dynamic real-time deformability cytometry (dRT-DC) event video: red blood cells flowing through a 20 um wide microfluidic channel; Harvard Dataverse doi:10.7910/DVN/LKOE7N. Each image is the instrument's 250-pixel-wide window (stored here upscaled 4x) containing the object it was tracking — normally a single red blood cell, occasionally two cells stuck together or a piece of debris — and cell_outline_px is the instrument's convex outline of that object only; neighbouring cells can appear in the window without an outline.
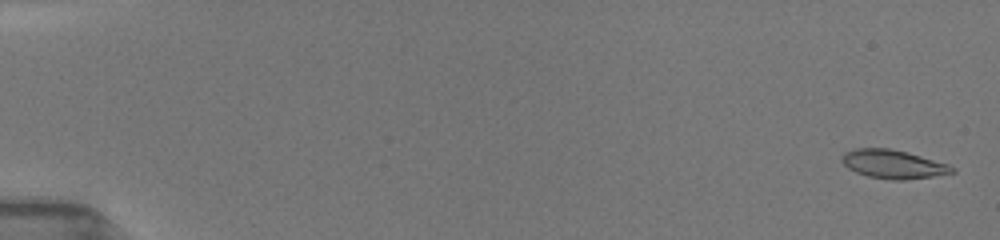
{"species": "common noctule bat (a hibernating species)", "species_latin": "Nyctalus noctula", "temperature_condition": "room temperature", "stored_images_in_passage": 72, "camera_frame_rate_fps": 3000, "um_per_image_px": 0.085, "animal": {"sex": "female", "body_mass_g": 19.5, "forearm_length_mm": 54.1}, "frame": {"image": 1, "passage_image": 3, "time_ms": 0.333, "image_size_px": [1000, 240], "cell_outline_px": [[956, 172], [932, 176], [904, 180], [892, 180], [868, 176], [856, 172], [848, 168], [840, 160], [840, 156], [844, 152], [856, 148], [892, 148], [948, 164], [956, 168]], "centroid_in_image_um": [75.89, 13.95], "position_along_channel_um": 9.1, "area_um2": 18.38}}
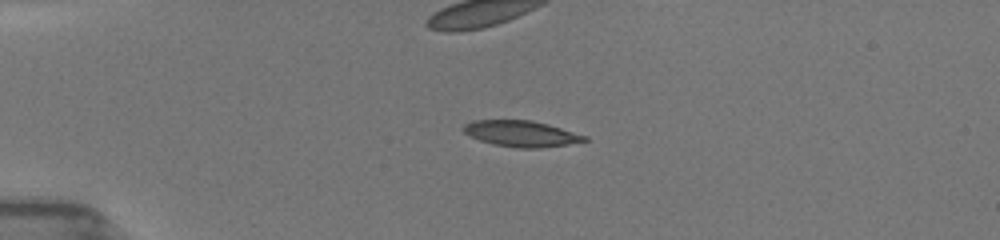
{"frame": {"image": 2, "passage_image": 24, "time_ms": 4.333, "image_size_px": [1000, 240], "cell_outline_px": [[588, 140], [568, 144], [540, 148], [516, 148], [492, 144], [480, 140], [464, 132], [460, 128], [464, 124], [472, 120], [532, 120], [548, 124], [588, 136]], "centroid_in_image_um": [44.29, 11.36], "position_along_channel_um": 40.7, "area_um2": 18.44}}